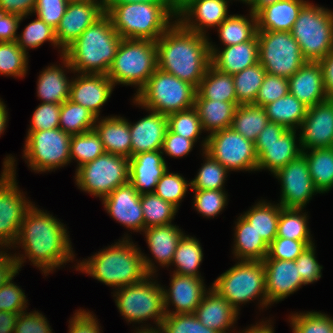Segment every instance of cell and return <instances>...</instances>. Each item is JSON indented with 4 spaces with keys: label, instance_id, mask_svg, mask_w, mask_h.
Instances as JSON below:
<instances>
[{
    "label": "cell",
    "instance_id": "12",
    "mask_svg": "<svg viewBox=\"0 0 333 333\" xmlns=\"http://www.w3.org/2000/svg\"><path fill=\"white\" fill-rule=\"evenodd\" d=\"M259 63L267 74L290 78L307 61L291 32L257 31Z\"/></svg>",
    "mask_w": 333,
    "mask_h": 333
},
{
    "label": "cell",
    "instance_id": "40",
    "mask_svg": "<svg viewBox=\"0 0 333 333\" xmlns=\"http://www.w3.org/2000/svg\"><path fill=\"white\" fill-rule=\"evenodd\" d=\"M278 205V206H277ZM258 202L252 209L242 215L258 235L269 245L277 236L281 206L279 204Z\"/></svg>",
    "mask_w": 333,
    "mask_h": 333
},
{
    "label": "cell",
    "instance_id": "33",
    "mask_svg": "<svg viewBox=\"0 0 333 333\" xmlns=\"http://www.w3.org/2000/svg\"><path fill=\"white\" fill-rule=\"evenodd\" d=\"M150 252L161 266L172 263L177 245L183 237V232L176 225L167 224L144 229Z\"/></svg>",
    "mask_w": 333,
    "mask_h": 333
},
{
    "label": "cell",
    "instance_id": "55",
    "mask_svg": "<svg viewBox=\"0 0 333 333\" xmlns=\"http://www.w3.org/2000/svg\"><path fill=\"white\" fill-rule=\"evenodd\" d=\"M312 244H314L312 240H293L275 237L268 246V254L265 259L295 261L305 248Z\"/></svg>",
    "mask_w": 333,
    "mask_h": 333
},
{
    "label": "cell",
    "instance_id": "32",
    "mask_svg": "<svg viewBox=\"0 0 333 333\" xmlns=\"http://www.w3.org/2000/svg\"><path fill=\"white\" fill-rule=\"evenodd\" d=\"M238 102H224L202 98L197 92L194 108L197 110L203 130L212 133L231 128Z\"/></svg>",
    "mask_w": 333,
    "mask_h": 333
},
{
    "label": "cell",
    "instance_id": "31",
    "mask_svg": "<svg viewBox=\"0 0 333 333\" xmlns=\"http://www.w3.org/2000/svg\"><path fill=\"white\" fill-rule=\"evenodd\" d=\"M93 130L103 143L105 152L131 157L129 122L122 117H106L95 124Z\"/></svg>",
    "mask_w": 333,
    "mask_h": 333
},
{
    "label": "cell",
    "instance_id": "18",
    "mask_svg": "<svg viewBox=\"0 0 333 333\" xmlns=\"http://www.w3.org/2000/svg\"><path fill=\"white\" fill-rule=\"evenodd\" d=\"M299 134L302 151L333 147V98L308 107Z\"/></svg>",
    "mask_w": 333,
    "mask_h": 333
},
{
    "label": "cell",
    "instance_id": "27",
    "mask_svg": "<svg viewBox=\"0 0 333 333\" xmlns=\"http://www.w3.org/2000/svg\"><path fill=\"white\" fill-rule=\"evenodd\" d=\"M135 124L129 123L131 157L143 152L161 150L168 129L167 115L150 111Z\"/></svg>",
    "mask_w": 333,
    "mask_h": 333
},
{
    "label": "cell",
    "instance_id": "43",
    "mask_svg": "<svg viewBox=\"0 0 333 333\" xmlns=\"http://www.w3.org/2000/svg\"><path fill=\"white\" fill-rule=\"evenodd\" d=\"M203 259V252L200 242L193 237L183 235L175 250L172 263L177 268L174 273L179 275H188L201 277L198 268Z\"/></svg>",
    "mask_w": 333,
    "mask_h": 333
},
{
    "label": "cell",
    "instance_id": "38",
    "mask_svg": "<svg viewBox=\"0 0 333 333\" xmlns=\"http://www.w3.org/2000/svg\"><path fill=\"white\" fill-rule=\"evenodd\" d=\"M71 82L57 66H48L41 72L37 83V94L43 103L62 104L70 96Z\"/></svg>",
    "mask_w": 333,
    "mask_h": 333
},
{
    "label": "cell",
    "instance_id": "39",
    "mask_svg": "<svg viewBox=\"0 0 333 333\" xmlns=\"http://www.w3.org/2000/svg\"><path fill=\"white\" fill-rule=\"evenodd\" d=\"M268 122V117L262 106L241 104L236 107L231 128L244 138L255 142Z\"/></svg>",
    "mask_w": 333,
    "mask_h": 333
},
{
    "label": "cell",
    "instance_id": "4",
    "mask_svg": "<svg viewBox=\"0 0 333 333\" xmlns=\"http://www.w3.org/2000/svg\"><path fill=\"white\" fill-rule=\"evenodd\" d=\"M121 40L104 13L64 51V66L82 74L107 75Z\"/></svg>",
    "mask_w": 333,
    "mask_h": 333
},
{
    "label": "cell",
    "instance_id": "68",
    "mask_svg": "<svg viewBox=\"0 0 333 333\" xmlns=\"http://www.w3.org/2000/svg\"><path fill=\"white\" fill-rule=\"evenodd\" d=\"M319 62L322 68L325 92L328 98H333V50Z\"/></svg>",
    "mask_w": 333,
    "mask_h": 333
},
{
    "label": "cell",
    "instance_id": "49",
    "mask_svg": "<svg viewBox=\"0 0 333 333\" xmlns=\"http://www.w3.org/2000/svg\"><path fill=\"white\" fill-rule=\"evenodd\" d=\"M27 53L17 41L0 42V74L23 77L26 75L28 64Z\"/></svg>",
    "mask_w": 333,
    "mask_h": 333
},
{
    "label": "cell",
    "instance_id": "1",
    "mask_svg": "<svg viewBox=\"0 0 333 333\" xmlns=\"http://www.w3.org/2000/svg\"><path fill=\"white\" fill-rule=\"evenodd\" d=\"M68 237L64 224L33 204L24 215L15 244L21 243L27 258L46 274L74 259Z\"/></svg>",
    "mask_w": 333,
    "mask_h": 333
},
{
    "label": "cell",
    "instance_id": "72",
    "mask_svg": "<svg viewBox=\"0 0 333 333\" xmlns=\"http://www.w3.org/2000/svg\"><path fill=\"white\" fill-rule=\"evenodd\" d=\"M134 2L167 4L166 0H103L104 4H124V3H134Z\"/></svg>",
    "mask_w": 333,
    "mask_h": 333
},
{
    "label": "cell",
    "instance_id": "36",
    "mask_svg": "<svg viewBox=\"0 0 333 333\" xmlns=\"http://www.w3.org/2000/svg\"><path fill=\"white\" fill-rule=\"evenodd\" d=\"M311 150V151H310ZM302 151L315 189L325 193L333 188V147Z\"/></svg>",
    "mask_w": 333,
    "mask_h": 333
},
{
    "label": "cell",
    "instance_id": "22",
    "mask_svg": "<svg viewBox=\"0 0 333 333\" xmlns=\"http://www.w3.org/2000/svg\"><path fill=\"white\" fill-rule=\"evenodd\" d=\"M164 291V309L166 314L194 313L207 293L201 277L173 273L169 290ZM175 311H168V304Z\"/></svg>",
    "mask_w": 333,
    "mask_h": 333
},
{
    "label": "cell",
    "instance_id": "42",
    "mask_svg": "<svg viewBox=\"0 0 333 333\" xmlns=\"http://www.w3.org/2000/svg\"><path fill=\"white\" fill-rule=\"evenodd\" d=\"M97 120L91 111L67 99L61 104L59 128L71 135L93 130Z\"/></svg>",
    "mask_w": 333,
    "mask_h": 333
},
{
    "label": "cell",
    "instance_id": "61",
    "mask_svg": "<svg viewBox=\"0 0 333 333\" xmlns=\"http://www.w3.org/2000/svg\"><path fill=\"white\" fill-rule=\"evenodd\" d=\"M315 246L309 245L295 260L296 266L304 285L318 281L321 278L322 266L318 264L315 258Z\"/></svg>",
    "mask_w": 333,
    "mask_h": 333
},
{
    "label": "cell",
    "instance_id": "2",
    "mask_svg": "<svg viewBox=\"0 0 333 333\" xmlns=\"http://www.w3.org/2000/svg\"><path fill=\"white\" fill-rule=\"evenodd\" d=\"M207 39L175 21L156 41L158 68L197 89L211 64Z\"/></svg>",
    "mask_w": 333,
    "mask_h": 333
},
{
    "label": "cell",
    "instance_id": "52",
    "mask_svg": "<svg viewBox=\"0 0 333 333\" xmlns=\"http://www.w3.org/2000/svg\"><path fill=\"white\" fill-rule=\"evenodd\" d=\"M159 329L162 333H219L201 324L194 313L166 314Z\"/></svg>",
    "mask_w": 333,
    "mask_h": 333
},
{
    "label": "cell",
    "instance_id": "14",
    "mask_svg": "<svg viewBox=\"0 0 333 333\" xmlns=\"http://www.w3.org/2000/svg\"><path fill=\"white\" fill-rule=\"evenodd\" d=\"M72 135L60 128L28 132L24 158L36 172L52 171L71 162L70 140Z\"/></svg>",
    "mask_w": 333,
    "mask_h": 333
},
{
    "label": "cell",
    "instance_id": "60",
    "mask_svg": "<svg viewBox=\"0 0 333 333\" xmlns=\"http://www.w3.org/2000/svg\"><path fill=\"white\" fill-rule=\"evenodd\" d=\"M70 0H37L33 10L37 17L54 29L60 23Z\"/></svg>",
    "mask_w": 333,
    "mask_h": 333
},
{
    "label": "cell",
    "instance_id": "64",
    "mask_svg": "<svg viewBox=\"0 0 333 333\" xmlns=\"http://www.w3.org/2000/svg\"><path fill=\"white\" fill-rule=\"evenodd\" d=\"M69 321V333H100L97 318L90 312L78 310Z\"/></svg>",
    "mask_w": 333,
    "mask_h": 333
},
{
    "label": "cell",
    "instance_id": "71",
    "mask_svg": "<svg viewBox=\"0 0 333 333\" xmlns=\"http://www.w3.org/2000/svg\"><path fill=\"white\" fill-rule=\"evenodd\" d=\"M193 0H166L168 6L170 7L171 11L177 15L187 7Z\"/></svg>",
    "mask_w": 333,
    "mask_h": 333
},
{
    "label": "cell",
    "instance_id": "16",
    "mask_svg": "<svg viewBox=\"0 0 333 333\" xmlns=\"http://www.w3.org/2000/svg\"><path fill=\"white\" fill-rule=\"evenodd\" d=\"M275 177L281 181L280 206L304 209L315 193H319L312 182L306 158L301 154L279 169Z\"/></svg>",
    "mask_w": 333,
    "mask_h": 333
},
{
    "label": "cell",
    "instance_id": "17",
    "mask_svg": "<svg viewBox=\"0 0 333 333\" xmlns=\"http://www.w3.org/2000/svg\"><path fill=\"white\" fill-rule=\"evenodd\" d=\"M103 0L69 1L59 25L55 29L58 46L64 51L81 33L104 14Z\"/></svg>",
    "mask_w": 333,
    "mask_h": 333
},
{
    "label": "cell",
    "instance_id": "3",
    "mask_svg": "<svg viewBox=\"0 0 333 333\" xmlns=\"http://www.w3.org/2000/svg\"><path fill=\"white\" fill-rule=\"evenodd\" d=\"M132 243L125 236L122 241L82 261L76 269L117 289L140 282L156 270L152 260Z\"/></svg>",
    "mask_w": 333,
    "mask_h": 333
},
{
    "label": "cell",
    "instance_id": "6",
    "mask_svg": "<svg viewBox=\"0 0 333 333\" xmlns=\"http://www.w3.org/2000/svg\"><path fill=\"white\" fill-rule=\"evenodd\" d=\"M196 90L190 83L157 68L136 92L134 103L149 111L168 115L193 108Z\"/></svg>",
    "mask_w": 333,
    "mask_h": 333
},
{
    "label": "cell",
    "instance_id": "26",
    "mask_svg": "<svg viewBox=\"0 0 333 333\" xmlns=\"http://www.w3.org/2000/svg\"><path fill=\"white\" fill-rule=\"evenodd\" d=\"M296 130H287L278 140L254 142L258 157L257 171L269 169L275 174L290 161L302 154L301 146L296 145Z\"/></svg>",
    "mask_w": 333,
    "mask_h": 333
},
{
    "label": "cell",
    "instance_id": "10",
    "mask_svg": "<svg viewBox=\"0 0 333 333\" xmlns=\"http://www.w3.org/2000/svg\"><path fill=\"white\" fill-rule=\"evenodd\" d=\"M148 275L142 281L119 288L114 294L117 308L124 319L131 322H142L155 318L159 328L166 316L164 309V288L156 282L148 281ZM156 284V285H155Z\"/></svg>",
    "mask_w": 333,
    "mask_h": 333
},
{
    "label": "cell",
    "instance_id": "21",
    "mask_svg": "<svg viewBox=\"0 0 333 333\" xmlns=\"http://www.w3.org/2000/svg\"><path fill=\"white\" fill-rule=\"evenodd\" d=\"M113 82L105 74H82L71 81L69 100L99 117L101 106L111 96Z\"/></svg>",
    "mask_w": 333,
    "mask_h": 333
},
{
    "label": "cell",
    "instance_id": "13",
    "mask_svg": "<svg viewBox=\"0 0 333 333\" xmlns=\"http://www.w3.org/2000/svg\"><path fill=\"white\" fill-rule=\"evenodd\" d=\"M4 160L0 177V246L9 247L15 245L24 215L32 203L23 197L17 186L14 157Z\"/></svg>",
    "mask_w": 333,
    "mask_h": 333
},
{
    "label": "cell",
    "instance_id": "41",
    "mask_svg": "<svg viewBox=\"0 0 333 333\" xmlns=\"http://www.w3.org/2000/svg\"><path fill=\"white\" fill-rule=\"evenodd\" d=\"M250 19L241 15H229L218 27L220 40L226 46L250 41L257 34V18L250 12Z\"/></svg>",
    "mask_w": 333,
    "mask_h": 333
},
{
    "label": "cell",
    "instance_id": "62",
    "mask_svg": "<svg viewBox=\"0 0 333 333\" xmlns=\"http://www.w3.org/2000/svg\"><path fill=\"white\" fill-rule=\"evenodd\" d=\"M14 333H52L45 316L38 311L19 313Z\"/></svg>",
    "mask_w": 333,
    "mask_h": 333
},
{
    "label": "cell",
    "instance_id": "74",
    "mask_svg": "<svg viewBox=\"0 0 333 333\" xmlns=\"http://www.w3.org/2000/svg\"><path fill=\"white\" fill-rule=\"evenodd\" d=\"M263 323H259L255 326H252L249 329H246L245 332L243 333H274V330L272 329V325H267V323L265 322L263 325Z\"/></svg>",
    "mask_w": 333,
    "mask_h": 333
},
{
    "label": "cell",
    "instance_id": "11",
    "mask_svg": "<svg viewBox=\"0 0 333 333\" xmlns=\"http://www.w3.org/2000/svg\"><path fill=\"white\" fill-rule=\"evenodd\" d=\"M75 176L80 189L103 199L129 182V158L105 152L77 167Z\"/></svg>",
    "mask_w": 333,
    "mask_h": 333
},
{
    "label": "cell",
    "instance_id": "19",
    "mask_svg": "<svg viewBox=\"0 0 333 333\" xmlns=\"http://www.w3.org/2000/svg\"><path fill=\"white\" fill-rule=\"evenodd\" d=\"M141 195L128 182L118 186L108 196L104 197L103 204L114 220L122 223L134 231H144V217L140 202Z\"/></svg>",
    "mask_w": 333,
    "mask_h": 333
},
{
    "label": "cell",
    "instance_id": "45",
    "mask_svg": "<svg viewBox=\"0 0 333 333\" xmlns=\"http://www.w3.org/2000/svg\"><path fill=\"white\" fill-rule=\"evenodd\" d=\"M140 202L144 217V229L170 224L177 212L175 206L162 200L155 193L141 194Z\"/></svg>",
    "mask_w": 333,
    "mask_h": 333
},
{
    "label": "cell",
    "instance_id": "67",
    "mask_svg": "<svg viewBox=\"0 0 333 333\" xmlns=\"http://www.w3.org/2000/svg\"><path fill=\"white\" fill-rule=\"evenodd\" d=\"M37 0H0V9L20 17L33 13Z\"/></svg>",
    "mask_w": 333,
    "mask_h": 333
},
{
    "label": "cell",
    "instance_id": "76",
    "mask_svg": "<svg viewBox=\"0 0 333 333\" xmlns=\"http://www.w3.org/2000/svg\"><path fill=\"white\" fill-rule=\"evenodd\" d=\"M136 333H162L161 330H156L155 328L153 329L152 327L149 329V328H146L145 329L141 327V329H138V332Z\"/></svg>",
    "mask_w": 333,
    "mask_h": 333
},
{
    "label": "cell",
    "instance_id": "8",
    "mask_svg": "<svg viewBox=\"0 0 333 333\" xmlns=\"http://www.w3.org/2000/svg\"><path fill=\"white\" fill-rule=\"evenodd\" d=\"M306 61L319 62L333 50V12L306 3L291 30Z\"/></svg>",
    "mask_w": 333,
    "mask_h": 333
},
{
    "label": "cell",
    "instance_id": "28",
    "mask_svg": "<svg viewBox=\"0 0 333 333\" xmlns=\"http://www.w3.org/2000/svg\"><path fill=\"white\" fill-rule=\"evenodd\" d=\"M223 49V51H218L210 43L211 65L223 73L233 75L259 63V41L257 34L250 41L226 46Z\"/></svg>",
    "mask_w": 333,
    "mask_h": 333
},
{
    "label": "cell",
    "instance_id": "51",
    "mask_svg": "<svg viewBox=\"0 0 333 333\" xmlns=\"http://www.w3.org/2000/svg\"><path fill=\"white\" fill-rule=\"evenodd\" d=\"M16 41L25 52H27V48H37L45 41H50L58 46L55 29L38 17L24 28L21 36L17 37Z\"/></svg>",
    "mask_w": 333,
    "mask_h": 333
},
{
    "label": "cell",
    "instance_id": "56",
    "mask_svg": "<svg viewBox=\"0 0 333 333\" xmlns=\"http://www.w3.org/2000/svg\"><path fill=\"white\" fill-rule=\"evenodd\" d=\"M194 207L206 217H214L223 210L227 203V194L223 190H193Z\"/></svg>",
    "mask_w": 333,
    "mask_h": 333
},
{
    "label": "cell",
    "instance_id": "58",
    "mask_svg": "<svg viewBox=\"0 0 333 333\" xmlns=\"http://www.w3.org/2000/svg\"><path fill=\"white\" fill-rule=\"evenodd\" d=\"M61 104L41 103L33 113L28 132L59 128Z\"/></svg>",
    "mask_w": 333,
    "mask_h": 333
},
{
    "label": "cell",
    "instance_id": "5",
    "mask_svg": "<svg viewBox=\"0 0 333 333\" xmlns=\"http://www.w3.org/2000/svg\"><path fill=\"white\" fill-rule=\"evenodd\" d=\"M104 12L122 39L155 42L172 25L170 18L176 16L168 4L143 2L104 4Z\"/></svg>",
    "mask_w": 333,
    "mask_h": 333
},
{
    "label": "cell",
    "instance_id": "70",
    "mask_svg": "<svg viewBox=\"0 0 333 333\" xmlns=\"http://www.w3.org/2000/svg\"><path fill=\"white\" fill-rule=\"evenodd\" d=\"M18 315L0 310V333H14Z\"/></svg>",
    "mask_w": 333,
    "mask_h": 333
},
{
    "label": "cell",
    "instance_id": "44",
    "mask_svg": "<svg viewBox=\"0 0 333 333\" xmlns=\"http://www.w3.org/2000/svg\"><path fill=\"white\" fill-rule=\"evenodd\" d=\"M266 73L264 67L260 63H256L232 75L237 102L240 105L255 102Z\"/></svg>",
    "mask_w": 333,
    "mask_h": 333
},
{
    "label": "cell",
    "instance_id": "37",
    "mask_svg": "<svg viewBox=\"0 0 333 333\" xmlns=\"http://www.w3.org/2000/svg\"><path fill=\"white\" fill-rule=\"evenodd\" d=\"M196 92L204 99L237 102L233 76L208 66Z\"/></svg>",
    "mask_w": 333,
    "mask_h": 333
},
{
    "label": "cell",
    "instance_id": "30",
    "mask_svg": "<svg viewBox=\"0 0 333 333\" xmlns=\"http://www.w3.org/2000/svg\"><path fill=\"white\" fill-rule=\"evenodd\" d=\"M304 0H279L262 8L257 14V31L291 32Z\"/></svg>",
    "mask_w": 333,
    "mask_h": 333
},
{
    "label": "cell",
    "instance_id": "75",
    "mask_svg": "<svg viewBox=\"0 0 333 333\" xmlns=\"http://www.w3.org/2000/svg\"><path fill=\"white\" fill-rule=\"evenodd\" d=\"M7 116L8 115H7L6 106L3 103V101H1V99H0V135L5 130L6 122L8 121Z\"/></svg>",
    "mask_w": 333,
    "mask_h": 333
},
{
    "label": "cell",
    "instance_id": "66",
    "mask_svg": "<svg viewBox=\"0 0 333 333\" xmlns=\"http://www.w3.org/2000/svg\"><path fill=\"white\" fill-rule=\"evenodd\" d=\"M24 18L15 14H8L0 9V42H12L17 40L16 31L19 23Z\"/></svg>",
    "mask_w": 333,
    "mask_h": 333
},
{
    "label": "cell",
    "instance_id": "34",
    "mask_svg": "<svg viewBox=\"0 0 333 333\" xmlns=\"http://www.w3.org/2000/svg\"><path fill=\"white\" fill-rule=\"evenodd\" d=\"M235 230L234 254L241 261H263L268 254V244L241 215Z\"/></svg>",
    "mask_w": 333,
    "mask_h": 333
},
{
    "label": "cell",
    "instance_id": "77",
    "mask_svg": "<svg viewBox=\"0 0 333 333\" xmlns=\"http://www.w3.org/2000/svg\"><path fill=\"white\" fill-rule=\"evenodd\" d=\"M240 1L245 2L247 4H250L252 2V0H240Z\"/></svg>",
    "mask_w": 333,
    "mask_h": 333
},
{
    "label": "cell",
    "instance_id": "25",
    "mask_svg": "<svg viewBox=\"0 0 333 333\" xmlns=\"http://www.w3.org/2000/svg\"><path fill=\"white\" fill-rule=\"evenodd\" d=\"M289 92L307 107L328 99L320 62L307 61L288 79Z\"/></svg>",
    "mask_w": 333,
    "mask_h": 333
},
{
    "label": "cell",
    "instance_id": "54",
    "mask_svg": "<svg viewBox=\"0 0 333 333\" xmlns=\"http://www.w3.org/2000/svg\"><path fill=\"white\" fill-rule=\"evenodd\" d=\"M293 333H333V318L320 312H306L291 316Z\"/></svg>",
    "mask_w": 333,
    "mask_h": 333
},
{
    "label": "cell",
    "instance_id": "29",
    "mask_svg": "<svg viewBox=\"0 0 333 333\" xmlns=\"http://www.w3.org/2000/svg\"><path fill=\"white\" fill-rule=\"evenodd\" d=\"M238 313L231 304L212 287L204 295L194 314L204 326L219 333H227L237 320Z\"/></svg>",
    "mask_w": 333,
    "mask_h": 333
},
{
    "label": "cell",
    "instance_id": "46",
    "mask_svg": "<svg viewBox=\"0 0 333 333\" xmlns=\"http://www.w3.org/2000/svg\"><path fill=\"white\" fill-rule=\"evenodd\" d=\"M69 151L71 160L73 158L79 162L78 167L105 153L103 143L94 130L72 135Z\"/></svg>",
    "mask_w": 333,
    "mask_h": 333
},
{
    "label": "cell",
    "instance_id": "23",
    "mask_svg": "<svg viewBox=\"0 0 333 333\" xmlns=\"http://www.w3.org/2000/svg\"><path fill=\"white\" fill-rule=\"evenodd\" d=\"M227 2L228 0H193L177 15L179 19L176 20L185 29L206 35L205 27H218L229 16ZM191 17L196 18L195 21Z\"/></svg>",
    "mask_w": 333,
    "mask_h": 333
},
{
    "label": "cell",
    "instance_id": "24",
    "mask_svg": "<svg viewBox=\"0 0 333 333\" xmlns=\"http://www.w3.org/2000/svg\"><path fill=\"white\" fill-rule=\"evenodd\" d=\"M161 150L143 152L129 158V182L138 193H154L167 166ZM153 187V188H152Z\"/></svg>",
    "mask_w": 333,
    "mask_h": 333
},
{
    "label": "cell",
    "instance_id": "47",
    "mask_svg": "<svg viewBox=\"0 0 333 333\" xmlns=\"http://www.w3.org/2000/svg\"><path fill=\"white\" fill-rule=\"evenodd\" d=\"M302 209L281 208L278 221L277 236L293 240H311L307 227V216Z\"/></svg>",
    "mask_w": 333,
    "mask_h": 333
},
{
    "label": "cell",
    "instance_id": "63",
    "mask_svg": "<svg viewBox=\"0 0 333 333\" xmlns=\"http://www.w3.org/2000/svg\"><path fill=\"white\" fill-rule=\"evenodd\" d=\"M194 143L193 140L182 137L167 129L161 151H164L171 157L179 158L188 155L192 150Z\"/></svg>",
    "mask_w": 333,
    "mask_h": 333
},
{
    "label": "cell",
    "instance_id": "15",
    "mask_svg": "<svg viewBox=\"0 0 333 333\" xmlns=\"http://www.w3.org/2000/svg\"><path fill=\"white\" fill-rule=\"evenodd\" d=\"M202 145L203 151L227 170H257L255 143L232 128L209 134Z\"/></svg>",
    "mask_w": 333,
    "mask_h": 333
},
{
    "label": "cell",
    "instance_id": "20",
    "mask_svg": "<svg viewBox=\"0 0 333 333\" xmlns=\"http://www.w3.org/2000/svg\"><path fill=\"white\" fill-rule=\"evenodd\" d=\"M267 302H279L297 291L303 281L295 261L264 259Z\"/></svg>",
    "mask_w": 333,
    "mask_h": 333
},
{
    "label": "cell",
    "instance_id": "9",
    "mask_svg": "<svg viewBox=\"0 0 333 333\" xmlns=\"http://www.w3.org/2000/svg\"><path fill=\"white\" fill-rule=\"evenodd\" d=\"M212 288L238 312L240 303L262 296V307L268 306L265 271L262 261H240L221 274Z\"/></svg>",
    "mask_w": 333,
    "mask_h": 333
},
{
    "label": "cell",
    "instance_id": "73",
    "mask_svg": "<svg viewBox=\"0 0 333 333\" xmlns=\"http://www.w3.org/2000/svg\"><path fill=\"white\" fill-rule=\"evenodd\" d=\"M279 0H252V2L249 4L251 5V12L255 15L264 7L274 4L275 2H278Z\"/></svg>",
    "mask_w": 333,
    "mask_h": 333
},
{
    "label": "cell",
    "instance_id": "50",
    "mask_svg": "<svg viewBox=\"0 0 333 333\" xmlns=\"http://www.w3.org/2000/svg\"><path fill=\"white\" fill-rule=\"evenodd\" d=\"M168 129L194 142L197 141L203 128L197 110L193 107L188 110L174 112L167 115Z\"/></svg>",
    "mask_w": 333,
    "mask_h": 333
},
{
    "label": "cell",
    "instance_id": "7",
    "mask_svg": "<svg viewBox=\"0 0 333 333\" xmlns=\"http://www.w3.org/2000/svg\"><path fill=\"white\" fill-rule=\"evenodd\" d=\"M157 68L155 41L122 39L107 76L114 86L117 83L135 85L139 91Z\"/></svg>",
    "mask_w": 333,
    "mask_h": 333
},
{
    "label": "cell",
    "instance_id": "69",
    "mask_svg": "<svg viewBox=\"0 0 333 333\" xmlns=\"http://www.w3.org/2000/svg\"><path fill=\"white\" fill-rule=\"evenodd\" d=\"M288 129L284 126L268 122L265 128L260 132L255 142H271L278 140Z\"/></svg>",
    "mask_w": 333,
    "mask_h": 333
},
{
    "label": "cell",
    "instance_id": "59",
    "mask_svg": "<svg viewBox=\"0 0 333 333\" xmlns=\"http://www.w3.org/2000/svg\"><path fill=\"white\" fill-rule=\"evenodd\" d=\"M10 279L0 287V310L11 313H21L27 308L26 296L19 286ZM26 303V304H25Z\"/></svg>",
    "mask_w": 333,
    "mask_h": 333
},
{
    "label": "cell",
    "instance_id": "57",
    "mask_svg": "<svg viewBox=\"0 0 333 333\" xmlns=\"http://www.w3.org/2000/svg\"><path fill=\"white\" fill-rule=\"evenodd\" d=\"M288 92V78L266 73L253 104L264 107L265 105L284 97Z\"/></svg>",
    "mask_w": 333,
    "mask_h": 333
},
{
    "label": "cell",
    "instance_id": "48",
    "mask_svg": "<svg viewBox=\"0 0 333 333\" xmlns=\"http://www.w3.org/2000/svg\"><path fill=\"white\" fill-rule=\"evenodd\" d=\"M203 153L206 162L199 169L195 179L190 182L192 190H223L228 170L208 153L205 151Z\"/></svg>",
    "mask_w": 333,
    "mask_h": 333
},
{
    "label": "cell",
    "instance_id": "35",
    "mask_svg": "<svg viewBox=\"0 0 333 333\" xmlns=\"http://www.w3.org/2000/svg\"><path fill=\"white\" fill-rule=\"evenodd\" d=\"M269 122L280 124L288 130L301 126L308 107L288 92L284 97L263 107Z\"/></svg>",
    "mask_w": 333,
    "mask_h": 333
},
{
    "label": "cell",
    "instance_id": "65",
    "mask_svg": "<svg viewBox=\"0 0 333 333\" xmlns=\"http://www.w3.org/2000/svg\"><path fill=\"white\" fill-rule=\"evenodd\" d=\"M3 252H0V287L15 277L24 263L22 258H25L21 256L16 257V255L10 256Z\"/></svg>",
    "mask_w": 333,
    "mask_h": 333
},
{
    "label": "cell",
    "instance_id": "53",
    "mask_svg": "<svg viewBox=\"0 0 333 333\" xmlns=\"http://www.w3.org/2000/svg\"><path fill=\"white\" fill-rule=\"evenodd\" d=\"M188 186H191V183H187L184 177L178 173H169L167 169L159 179L154 193L162 200L178 208L179 202L185 196Z\"/></svg>",
    "mask_w": 333,
    "mask_h": 333
}]
</instances>
